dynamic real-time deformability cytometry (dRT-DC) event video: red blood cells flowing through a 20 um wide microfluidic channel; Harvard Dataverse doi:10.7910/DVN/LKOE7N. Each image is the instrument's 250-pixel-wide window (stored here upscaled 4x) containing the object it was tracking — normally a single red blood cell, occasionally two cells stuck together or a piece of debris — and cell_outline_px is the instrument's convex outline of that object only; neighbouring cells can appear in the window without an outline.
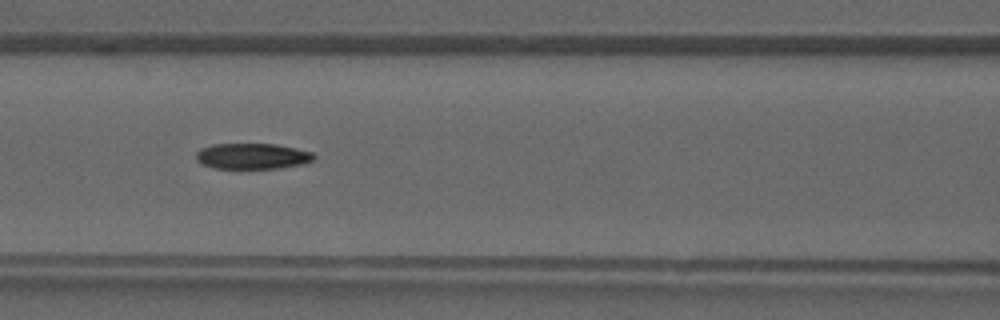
{"species": "common noctule bat (a hibernating species)", "species_latin": "Nyctalus noctula", "temperature_condition": "warm", "stored_images_in_passage": 30, "camera_frame_rate_fps": 3000, "um_per_image_px": 0.085, "animal": {"sex": "male", "forearm_length_mm": 52.5}, "frame": {"image": 1, "passage_image": 12, "time_ms": 3.667, "image_size_px": [1000, 320], "cell_outline_px": [[316, 156], [312, 160], [304, 164], [280, 168], [216, 168], [204, 164], [196, 160], [196, 152], [200, 148], [212, 144], [276, 144], [296, 148], [312, 152]], "centroid_in_image_um": [21.46, 13.26], "position_along_channel_um": 145.1, "area_um2": 17.69}}
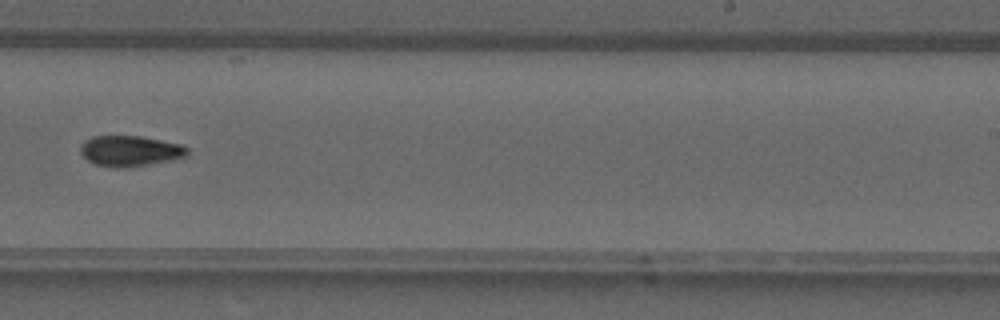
{"frame": {"image": 2, "passage_image": 20, "time_ms": 6.333, "image_size_px": [1000, 320], "cell_outline_px": [[188, 152], [184, 156], [168, 160], [148, 164], [124, 168], [112, 168], [92, 164], [80, 152], [80, 148], [84, 140], [92, 136], [140, 136], [180, 144], [188, 148]], "centroid_in_image_um": [10.98, 12.83], "position_along_channel_um": 278.0, "area_um2": 18.96}}
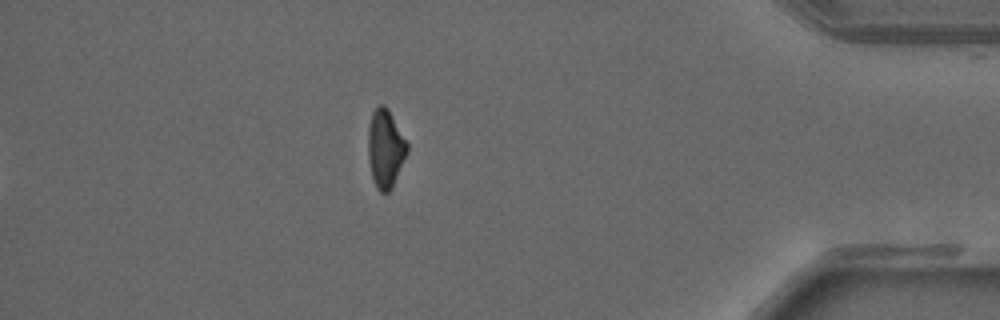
{"frame": {"image": 3, "passage_image": 30, "time_ms": 9.667, "image_size_px": [1000, 320], "cell_outline_px": [[408, 152], [392, 188], [388, 192], [380, 192], [376, 188], [372, 176], [368, 160], [368, 124], [372, 112], [380, 104], [384, 104], [388, 108], [408, 144]], "centroid_in_image_um": [32.75, 12.62], "position_along_channel_um": 402.5, "area_um2": 17.92}}